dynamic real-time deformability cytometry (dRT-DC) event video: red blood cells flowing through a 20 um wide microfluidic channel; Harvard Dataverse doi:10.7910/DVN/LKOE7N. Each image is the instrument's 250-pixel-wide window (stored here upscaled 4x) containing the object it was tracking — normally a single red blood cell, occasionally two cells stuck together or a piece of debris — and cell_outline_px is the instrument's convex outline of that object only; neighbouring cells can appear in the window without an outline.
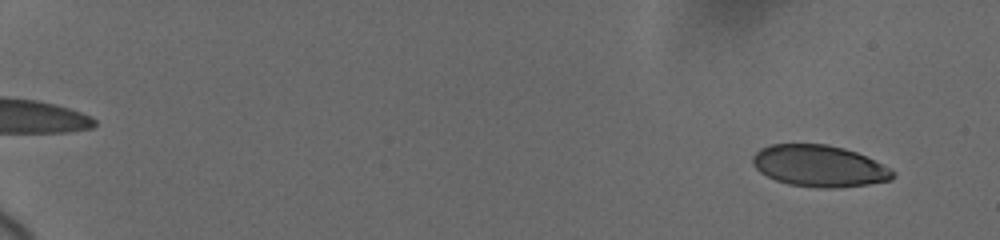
{"species": "human", "species_latin": "Homo sapiens", "temperature_condition": "cold", "stored_images_in_passage": 17, "camera_frame_rate_fps": 3000, "um_per_image_px": 0.085, "donor": {"sex": "female"}, "frame": {"image": 1, "passage_image": 2, "time_ms": 0.667, "image_size_px": [1000, 240], "cell_outline_px": [[896, 176], [892, 180], [868, 184], [836, 188], [816, 188], [788, 184], [776, 180], [760, 172], [752, 164], [752, 156], [760, 148], [772, 144], [828, 144], [844, 148], [856, 152], [896, 172]], "centroid_in_image_um": [69.62, 14.11], "position_along_channel_um": 15.4, "area_um2": 33.93}}
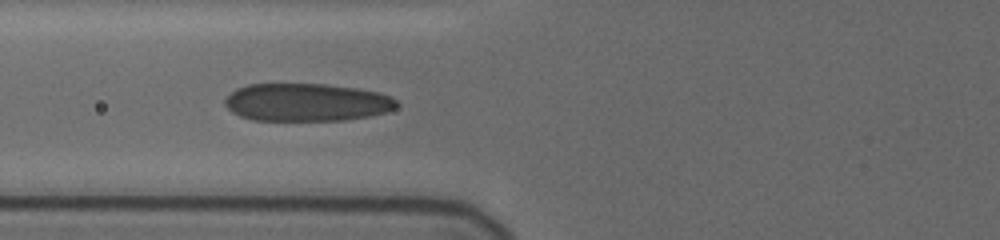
{"frame": {"image": 2, "passage_image": 15, "time_ms": 8.0, "image_size_px": [1000, 240], "cell_outline_px": [[396, 108], [384, 112], [368, 116], [344, 120], [252, 120], [240, 116], [232, 112], [224, 104], [224, 100], [236, 88], [248, 84], [324, 84], [356, 88], [376, 92], [388, 96], [396, 100]], "centroid_in_image_um": [26.01, 8.69], "position_along_channel_um": 99.8, "area_um2": 37.57}}
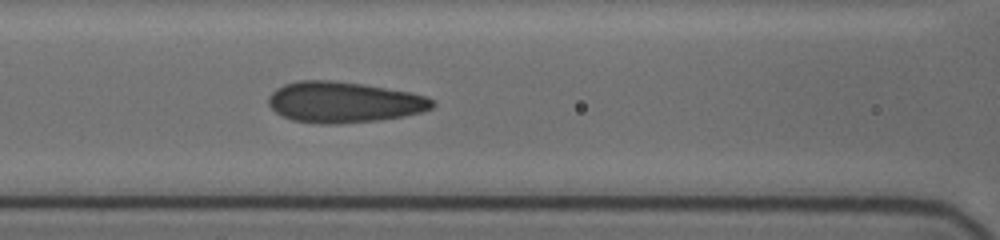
{"frame": {"image": 3, "passage_image": 17, "time_ms": 9.0, "image_size_px": [1000, 240], "cell_outline_px": [[436, 104], [432, 108], [424, 112], [404, 116], [380, 120], [336, 124], [316, 124], [292, 120], [276, 112], [268, 104], [268, 96], [276, 88], [284, 84], [296, 80], [332, 80], [364, 84], [408, 92], [424, 96], [432, 100]], "centroid_in_image_um": [29.21, 8.69], "position_along_channel_um": 137.4, "area_um2": 39.25}}